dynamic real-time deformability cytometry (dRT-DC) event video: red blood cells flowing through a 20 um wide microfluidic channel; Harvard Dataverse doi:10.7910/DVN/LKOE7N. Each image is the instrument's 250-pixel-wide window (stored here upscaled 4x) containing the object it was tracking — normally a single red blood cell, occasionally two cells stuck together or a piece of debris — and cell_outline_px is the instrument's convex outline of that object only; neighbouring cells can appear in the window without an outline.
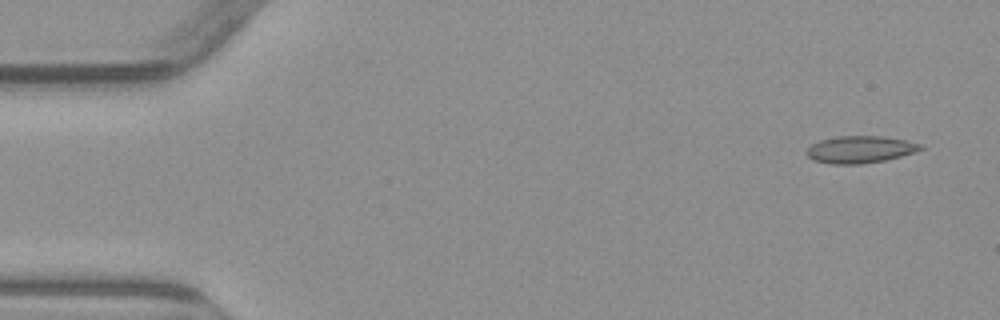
{"species": "common noctule bat (a hibernating species)", "species_latin": "Nyctalus noctula", "temperature_condition": "warm", "stored_images_in_passage": 4, "camera_frame_rate_fps": 3000, "um_per_image_px": 0.085, "animal": {"sex": "male", "body_mass_g": 23.1, "forearm_length_mm": 52.7}, "frame": {"image": 1, "passage_image": 1, "time_ms": 0.0, "image_size_px": [1000, 320], "cell_outline_px": [[924, 148], [900, 156], [884, 160], [860, 164], [832, 164], [812, 160], [808, 156], [808, 148], [812, 144], [820, 140], [840, 136], [884, 136], [904, 140], [920, 144]], "centroid_in_image_um": [73.08, 12.7], "position_along_channel_um": 11.9, "area_um2": 17.69}}